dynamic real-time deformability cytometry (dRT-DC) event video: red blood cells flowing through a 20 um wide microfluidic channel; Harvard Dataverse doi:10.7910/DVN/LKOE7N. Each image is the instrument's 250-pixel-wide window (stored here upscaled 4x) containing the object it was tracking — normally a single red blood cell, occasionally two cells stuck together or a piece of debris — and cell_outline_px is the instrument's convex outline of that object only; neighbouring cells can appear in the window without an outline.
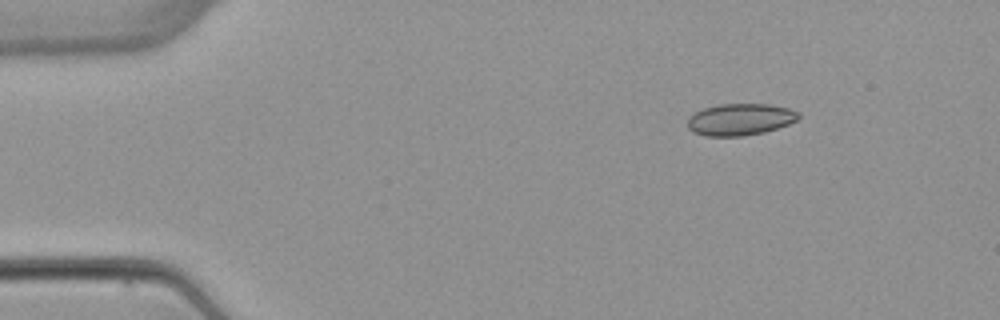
{"species": "common noctule bat (a hibernating species)", "species_latin": "Nyctalus noctula", "temperature_condition": "warm", "stored_images_in_passage": 3, "camera_frame_rate_fps": 3000, "um_per_image_px": 0.085, "animal": {"sex": "female", "body_mass_g": 22.7, "forearm_length_mm": 54.2}, "frame": {"image": 1, "passage_image": 1, "time_ms": 0.0, "image_size_px": [1000, 320], "cell_outline_px": [[800, 116], [796, 120], [788, 124], [764, 132], [744, 136], [708, 136], [692, 132], [688, 128], [688, 116], [704, 108], [716, 104], [768, 104], [788, 108], [800, 112]], "centroid_in_image_um": [62.9, 10.15], "position_along_channel_um": 22.1, "area_um2": 20.58}}
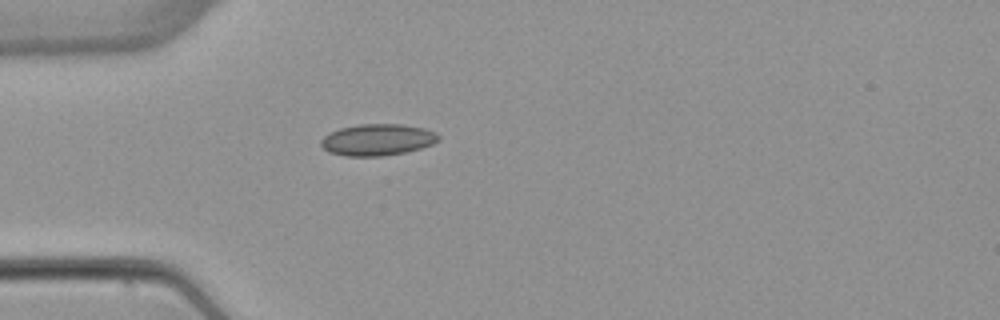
{"frame": {"image": 2, "passage_image": 3, "time_ms": 2.667, "image_size_px": [1000, 320], "cell_outline_px": [[440, 140], [432, 144], [420, 148], [404, 152], [384, 156], [344, 156], [328, 152], [320, 144], [320, 140], [328, 132], [340, 128], [360, 124], [400, 124], [424, 128], [436, 132], [440, 136]], "centroid_in_image_um": [32.07, 11.88], "position_along_channel_um": 52.9, "area_um2": 21.73}}